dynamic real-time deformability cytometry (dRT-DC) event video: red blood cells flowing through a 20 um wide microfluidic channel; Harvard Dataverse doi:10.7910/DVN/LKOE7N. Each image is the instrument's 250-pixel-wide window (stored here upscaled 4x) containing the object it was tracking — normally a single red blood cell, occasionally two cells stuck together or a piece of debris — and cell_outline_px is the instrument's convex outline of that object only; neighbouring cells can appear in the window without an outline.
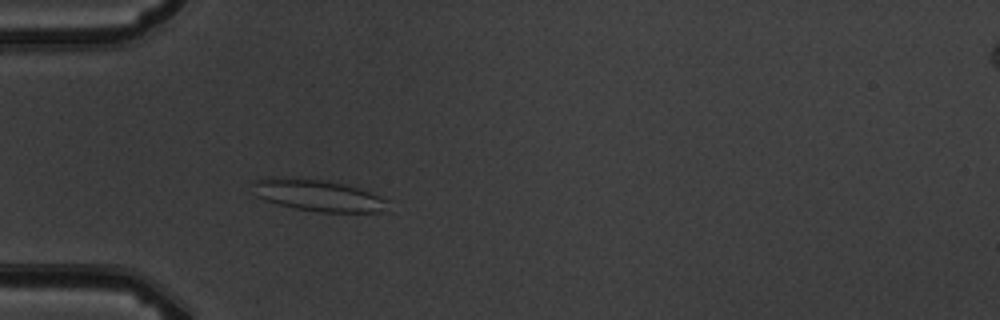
{"species": "common noctule bat (a hibernating species)", "species_latin": "Nyctalus noctula", "temperature_condition": "warm", "stored_images_in_passage": 4, "camera_frame_rate_fps": 3000, "um_per_image_px": 0.085, "animal": {"sex": "male", "body_mass_g": 19.5, "forearm_length_mm": 54.6}, "frame": {"image": 1, "passage_image": 4, "time_ms": 3.333, "image_size_px": [1000, 320], "cell_outline_px": [[392, 212], [324, 212], [296, 208], [264, 200], [256, 196], [252, 184], [252, 180], [260, 176], [272, 176], [320, 180], [344, 184], [360, 188], [388, 200]], "centroid_in_image_um": [27.04, 16.6], "position_along_channel_um": 58.0, "area_um2": 25.2}}